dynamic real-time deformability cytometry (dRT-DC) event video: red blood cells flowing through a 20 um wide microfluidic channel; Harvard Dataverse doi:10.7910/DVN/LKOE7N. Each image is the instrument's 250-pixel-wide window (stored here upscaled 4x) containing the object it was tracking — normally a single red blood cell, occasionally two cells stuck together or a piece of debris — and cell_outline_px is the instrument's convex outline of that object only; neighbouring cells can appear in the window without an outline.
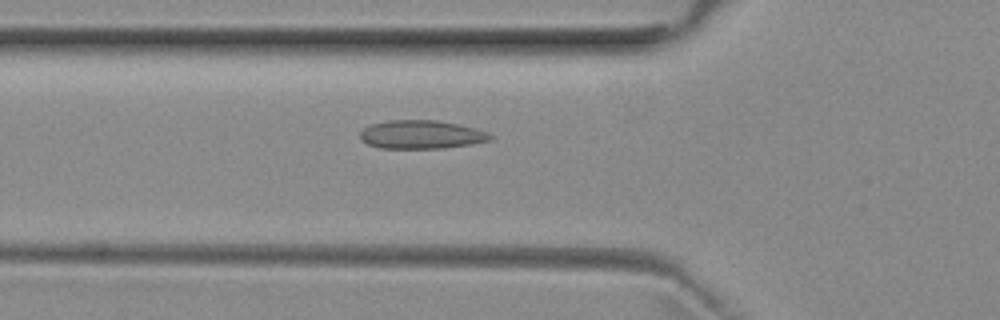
{"species": "common noctule bat (a hibernating species)", "species_latin": "Nyctalus noctula", "temperature_condition": "room temperature", "stored_images_in_passage": 52, "camera_frame_rate_fps": 3000, "um_per_image_px": 0.085, "animal": {"sex": "female", "body_mass_g": 29.2, "forearm_length_mm": 56.3}, "frame": {"image": 1, "passage_image": 18, "time_ms": 5.667, "image_size_px": [1000, 320], "cell_outline_px": [[496, 136], [492, 140], [472, 144], [440, 148], [380, 148], [368, 144], [360, 140], [360, 132], [364, 128], [372, 124], [388, 120], [436, 120], [460, 124], [476, 128], [488, 132]], "centroid_in_image_um": [35.86, 11.43], "position_along_channel_um": 89.9, "area_um2": 21.79}}
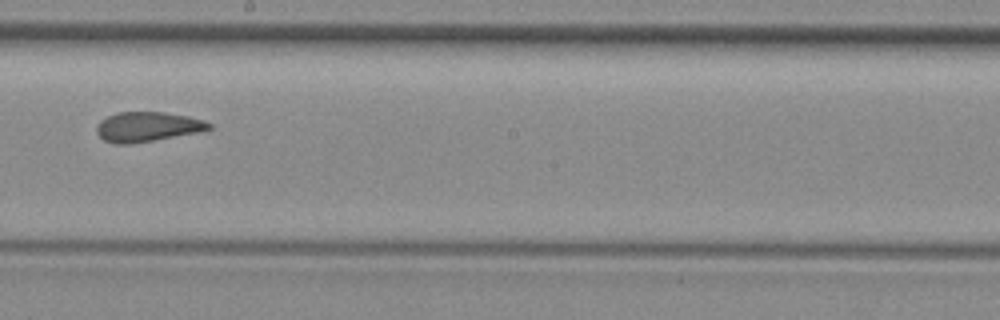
{"frame": {"image": 2, "passage_image": 29, "time_ms": 9.333, "image_size_px": [1000, 320], "cell_outline_px": [[212, 128], [196, 132], [152, 140], [128, 144], [116, 144], [104, 140], [96, 132], [96, 128], [100, 120], [116, 112], [164, 112], [188, 116], [204, 120], [212, 124]], "centroid_in_image_um": [12.5, 10.76], "position_along_channel_um": 235.7, "area_um2": 19.25}}
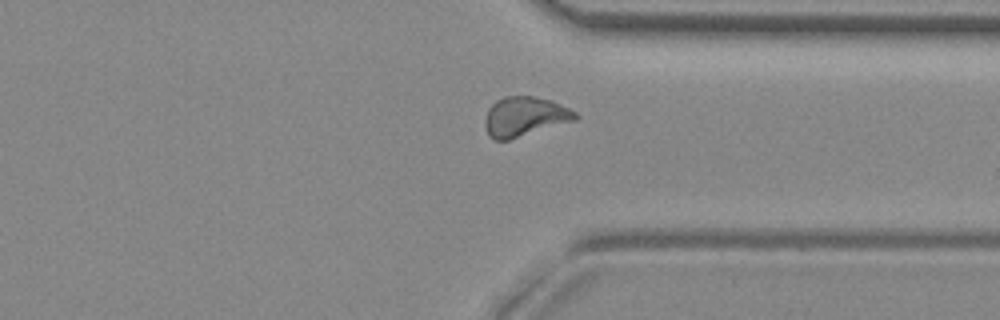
{"frame": {"image": 3, "passage_image": 39, "time_ms": 12.667, "image_size_px": [1000, 320], "cell_outline_px": [[580, 116], [576, 120], [508, 140], [492, 140], [488, 136], [484, 124], [484, 120], [488, 108], [496, 100], [504, 96], [532, 96], [548, 100], [568, 108], [576, 112]], "centroid_in_image_um": [44.56, 9.92], "position_along_channel_um": 366.8, "area_um2": 20.81}, "authors_computed_cell_mechanics": {"area_um2": 20.4034, "velocity_mm_per_s": 3.9617, "shape_relaxation_time_tau1_ms": null, "shape_relaxation_time_tau2_ms": 1.8765, "deformation_change_tau1": null, "deformation_change_tau2": 0.0683}}